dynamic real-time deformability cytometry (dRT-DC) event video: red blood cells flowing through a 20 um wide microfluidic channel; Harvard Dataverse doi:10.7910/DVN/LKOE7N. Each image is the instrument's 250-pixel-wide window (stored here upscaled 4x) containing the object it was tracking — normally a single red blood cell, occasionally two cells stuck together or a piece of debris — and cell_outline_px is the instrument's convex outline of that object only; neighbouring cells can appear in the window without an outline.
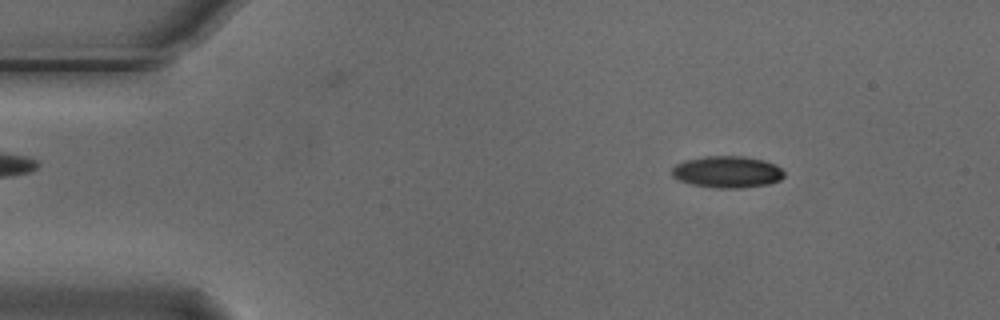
{"species": "Egyptian fruit bat (a non-hibernating species)", "species_latin": "Rousettus aegyptiacus", "temperature_condition": "cold", "stored_images_in_passage": 53, "camera_frame_rate_fps": 3000, "um_per_image_px": 0.085, "animal": {"sex": "male"}, "frame": {"image": 1, "passage_image": 6, "time_ms": 1.667, "image_size_px": [1000, 320], "cell_outline_px": [[784, 176], [780, 180], [768, 184], [740, 188], [716, 188], [692, 184], [676, 180], [672, 176], [672, 168], [676, 164], [684, 160], [704, 156], [744, 156], [764, 160], [776, 164], [784, 172]], "centroid_in_image_um": [61.8, 14.61], "position_along_channel_um": 23.2, "area_um2": 20.92}}
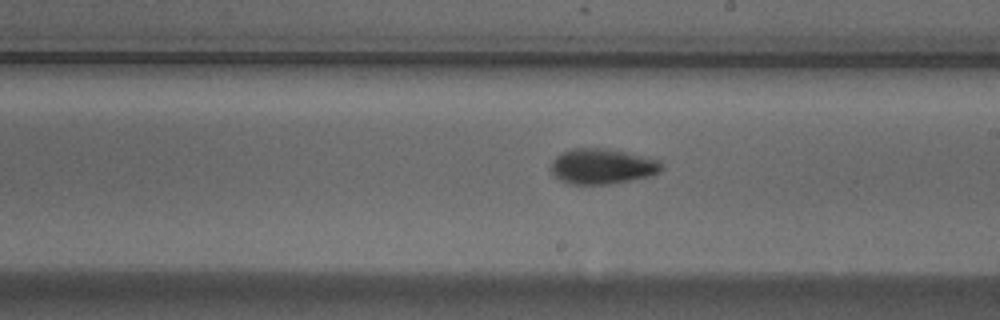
{"frame": {"image": 2, "passage_image": 29, "time_ms": 9.333, "image_size_px": [1000, 320], "cell_outline_px": [[664, 168], [660, 172], [652, 176], [612, 184], [568, 184], [560, 180], [548, 168], [552, 160], [560, 152], [572, 148], [608, 148], [660, 160], [664, 164]], "centroid_in_image_um": [51.19, 14.14], "position_along_channel_um": 237.8, "area_um2": 23.29}}
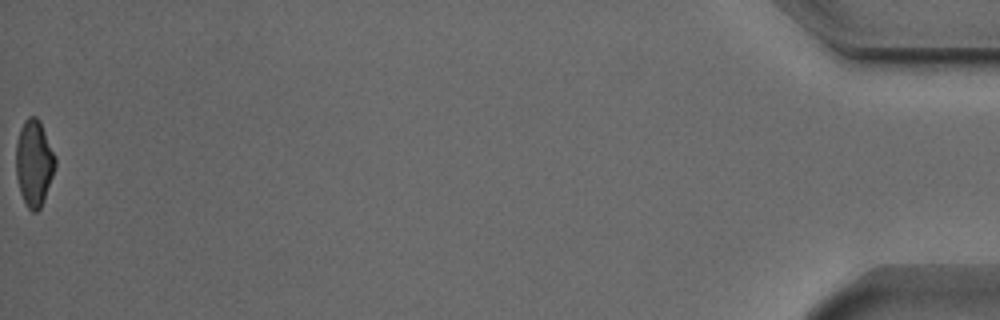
{"frame": {"image": 3, "passage_image": 53, "time_ms": 17.333, "image_size_px": [1000, 320], "cell_outline_px": [[56, 168], [44, 200], [40, 208], [36, 212], [32, 212], [28, 208], [20, 192], [16, 176], [16, 140], [20, 128], [24, 120], [28, 116], [36, 116], [40, 120], [56, 156]], "centroid_in_image_um": [2.9, 13.83], "position_along_channel_um": 432.3, "area_um2": 20.06}, "authors_computed_cell_mechanics": {"area_um2": 20.9236, "velocity_mm_per_s": 3.7574, "shape_relaxation_time_tau1_ms": 4.1942, "shape_relaxation_time_tau2_ms": 3.8818, "deformation_change_tau1": 0.1419, "deformation_change_tau2": 0.0851}}